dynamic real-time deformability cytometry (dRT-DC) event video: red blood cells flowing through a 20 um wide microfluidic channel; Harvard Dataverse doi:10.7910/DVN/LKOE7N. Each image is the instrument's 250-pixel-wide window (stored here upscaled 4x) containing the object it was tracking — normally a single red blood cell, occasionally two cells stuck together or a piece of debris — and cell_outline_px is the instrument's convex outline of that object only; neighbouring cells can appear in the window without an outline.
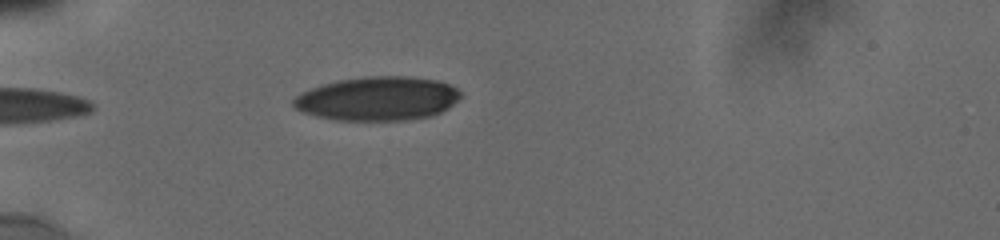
{"species": "human", "species_latin": "Homo sapiens", "temperature_condition": "cold", "stored_images_in_passage": 24, "camera_frame_rate_fps": 3000, "um_per_image_px": 0.085, "donor": {"sex": "male"}, "frame": {"image": 1, "passage_image": 1, "time_ms": 0.0, "image_size_px": [1000, 240], "cell_outline_px": [[464, 96], [448, 108], [432, 116], [404, 120], [336, 120], [316, 116], [304, 112], [296, 108], [292, 104], [292, 100], [300, 92], [324, 84], [340, 80], [368, 76], [408, 76], [436, 80], [448, 84], [456, 88]], "centroid_in_image_um": [32.12, 8.38], "position_along_channel_um": 52.9, "area_um2": 42.71}}
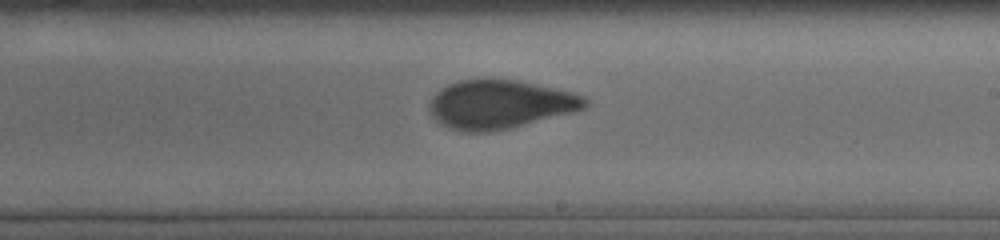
{"frame": {"image": 2, "passage_image": 12, "time_ms": 5.667, "image_size_px": [1000, 240], "cell_outline_px": [[588, 104], [584, 108], [572, 112], [508, 128], [488, 132], [468, 132], [452, 128], [436, 120], [428, 108], [428, 104], [432, 96], [440, 88], [448, 84], [460, 80], [488, 76], [492, 76], [520, 80], [572, 92], [584, 96], [588, 100]], "centroid_in_image_um": [42.46, 8.81], "position_along_channel_um": 246.5, "area_um2": 44.56}}
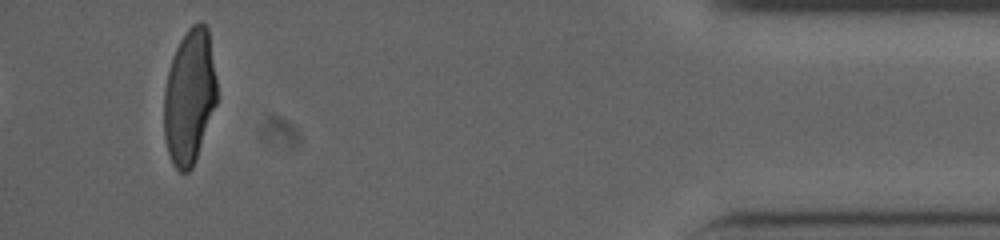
{"frame": {"image": 3, "passage_image": 24, "time_ms": 11.667, "image_size_px": [1000, 240], "cell_outline_px": [[216, 104], [192, 168], [188, 172], [180, 172], [172, 164], [164, 140], [164, 88], [172, 56], [180, 40], [188, 28], [192, 24], [200, 20], [208, 28], [216, 76]], "centroid_in_image_um": [16.09, 8.2], "position_along_channel_um": 419.1, "area_um2": 41.62}, "authors_computed_cell_mechanics": {"area_um2": 43.7257, "velocity_mm_per_s": 3.8354, "shape_relaxation_time_tau1_ms": 4.8882, "shape_relaxation_time_tau2_ms": 0.8017, "deformation_change_tau1": 0.1713, "deformation_change_tau2": 0.0456}}